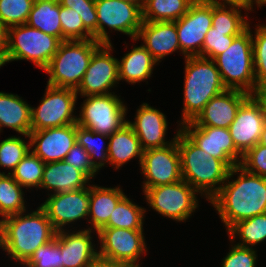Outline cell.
<instances>
[{
    "label": "cell",
    "mask_w": 266,
    "mask_h": 267,
    "mask_svg": "<svg viewBox=\"0 0 266 267\" xmlns=\"http://www.w3.org/2000/svg\"><path fill=\"white\" fill-rule=\"evenodd\" d=\"M238 173L237 179L230 182ZM225 182L209 202L218 211L226 231L242 220L266 213V177L250 173L238 164L230 169Z\"/></svg>",
    "instance_id": "1"
},
{
    "label": "cell",
    "mask_w": 266,
    "mask_h": 267,
    "mask_svg": "<svg viewBox=\"0 0 266 267\" xmlns=\"http://www.w3.org/2000/svg\"><path fill=\"white\" fill-rule=\"evenodd\" d=\"M10 215L0 220V248L23 265L41 246L52 241L56 230L45 210Z\"/></svg>",
    "instance_id": "2"
},
{
    "label": "cell",
    "mask_w": 266,
    "mask_h": 267,
    "mask_svg": "<svg viewBox=\"0 0 266 267\" xmlns=\"http://www.w3.org/2000/svg\"><path fill=\"white\" fill-rule=\"evenodd\" d=\"M182 179L210 201L221 189L233 160H219L200 149L182 130H177Z\"/></svg>",
    "instance_id": "3"
},
{
    "label": "cell",
    "mask_w": 266,
    "mask_h": 267,
    "mask_svg": "<svg viewBox=\"0 0 266 267\" xmlns=\"http://www.w3.org/2000/svg\"><path fill=\"white\" fill-rule=\"evenodd\" d=\"M184 67V106L180 126L194 121L210 99L227 90L214 60L187 56Z\"/></svg>",
    "instance_id": "4"
},
{
    "label": "cell",
    "mask_w": 266,
    "mask_h": 267,
    "mask_svg": "<svg viewBox=\"0 0 266 267\" xmlns=\"http://www.w3.org/2000/svg\"><path fill=\"white\" fill-rule=\"evenodd\" d=\"M214 61L227 89L243 91L249 95L257 93L259 86L255 81L250 24Z\"/></svg>",
    "instance_id": "5"
},
{
    "label": "cell",
    "mask_w": 266,
    "mask_h": 267,
    "mask_svg": "<svg viewBox=\"0 0 266 267\" xmlns=\"http://www.w3.org/2000/svg\"><path fill=\"white\" fill-rule=\"evenodd\" d=\"M101 45L94 39L62 41L58 51L44 70L49 75L47 84L76 90L88 68L93 53Z\"/></svg>",
    "instance_id": "6"
},
{
    "label": "cell",
    "mask_w": 266,
    "mask_h": 267,
    "mask_svg": "<svg viewBox=\"0 0 266 267\" xmlns=\"http://www.w3.org/2000/svg\"><path fill=\"white\" fill-rule=\"evenodd\" d=\"M62 41L27 24L12 26L7 29V62L27 60L45 70L52 57L58 51Z\"/></svg>",
    "instance_id": "7"
},
{
    "label": "cell",
    "mask_w": 266,
    "mask_h": 267,
    "mask_svg": "<svg viewBox=\"0 0 266 267\" xmlns=\"http://www.w3.org/2000/svg\"><path fill=\"white\" fill-rule=\"evenodd\" d=\"M117 94L86 96L76 124L95 133L111 135L127 123V106Z\"/></svg>",
    "instance_id": "8"
},
{
    "label": "cell",
    "mask_w": 266,
    "mask_h": 267,
    "mask_svg": "<svg viewBox=\"0 0 266 267\" xmlns=\"http://www.w3.org/2000/svg\"><path fill=\"white\" fill-rule=\"evenodd\" d=\"M45 90L39 106L31 107L32 131L76 124L77 116L73 114L78 97L76 91L48 84Z\"/></svg>",
    "instance_id": "9"
},
{
    "label": "cell",
    "mask_w": 266,
    "mask_h": 267,
    "mask_svg": "<svg viewBox=\"0 0 266 267\" xmlns=\"http://www.w3.org/2000/svg\"><path fill=\"white\" fill-rule=\"evenodd\" d=\"M97 235L101 243L98 251L99 261L141 266L137 261L147 252L143 230L101 228Z\"/></svg>",
    "instance_id": "10"
},
{
    "label": "cell",
    "mask_w": 266,
    "mask_h": 267,
    "mask_svg": "<svg viewBox=\"0 0 266 267\" xmlns=\"http://www.w3.org/2000/svg\"><path fill=\"white\" fill-rule=\"evenodd\" d=\"M143 192L152 209L174 221L186 222L198 208V192L183 179L173 184L148 188Z\"/></svg>",
    "instance_id": "11"
},
{
    "label": "cell",
    "mask_w": 266,
    "mask_h": 267,
    "mask_svg": "<svg viewBox=\"0 0 266 267\" xmlns=\"http://www.w3.org/2000/svg\"><path fill=\"white\" fill-rule=\"evenodd\" d=\"M97 12V41L110 44L111 40L106 31H119L136 40L142 26V9L133 3L120 0H95Z\"/></svg>",
    "instance_id": "12"
},
{
    "label": "cell",
    "mask_w": 266,
    "mask_h": 267,
    "mask_svg": "<svg viewBox=\"0 0 266 267\" xmlns=\"http://www.w3.org/2000/svg\"><path fill=\"white\" fill-rule=\"evenodd\" d=\"M140 169L145 177L143 191L182 180L177 135L174 142L166 147L143 151Z\"/></svg>",
    "instance_id": "13"
},
{
    "label": "cell",
    "mask_w": 266,
    "mask_h": 267,
    "mask_svg": "<svg viewBox=\"0 0 266 267\" xmlns=\"http://www.w3.org/2000/svg\"><path fill=\"white\" fill-rule=\"evenodd\" d=\"M180 52L185 56H198L203 47L205 35L212 27V2L195 0L188 12L176 20Z\"/></svg>",
    "instance_id": "14"
},
{
    "label": "cell",
    "mask_w": 266,
    "mask_h": 267,
    "mask_svg": "<svg viewBox=\"0 0 266 267\" xmlns=\"http://www.w3.org/2000/svg\"><path fill=\"white\" fill-rule=\"evenodd\" d=\"M112 43L102 44L92 55L77 94L83 97L111 94L110 89L119 83L118 59L111 55Z\"/></svg>",
    "instance_id": "15"
},
{
    "label": "cell",
    "mask_w": 266,
    "mask_h": 267,
    "mask_svg": "<svg viewBox=\"0 0 266 267\" xmlns=\"http://www.w3.org/2000/svg\"><path fill=\"white\" fill-rule=\"evenodd\" d=\"M265 120L263 103L256 95H250L240 105L228 128L235 147L242 155L259 143Z\"/></svg>",
    "instance_id": "16"
},
{
    "label": "cell",
    "mask_w": 266,
    "mask_h": 267,
    "mask_svg": "<svg viewBox=\"0 0 266 267\" xmlns=\"http://www.w3.org/2000/svg\"><path fill=\"white\" fill-rule=\"evenodd\" d=\"M90 204V184L75 191L49 194L40 206L45 210L48 219L56 231L63 230L65 225L80 219L88 220Z\"/></svg>",
    "instance_id": "17"
},
{
    "label": "cell",
    "mask_w": 266,
    "mask_h": 267,
    "mask_svg": "<svg viewBox=\"0 0 266 267\" xmlns=\"http://www.w3.org/2000/svg\"><path fill=\"white\" fill-rule=\"evenodd\" d=\"M181 130L203 151L219 160H233L237 165L242 154L237 150L228 128L196 126L188 122Z\"/></svg>",
    "instance_id": "18"
},
{
    "label": "cell",
    "mask_w": 266,
    "mask_h": 267,
    "mask_svg": "<svg viewBox=\"0 0 266 267\" xmlns=\"http://www.w3.org/2000/svg\"><path fill=\"white\" fill-rule=\"evenodd\" d=\"M77 124L31 131L28 139L32 152L44 163L63 161L77 143Z\"/></svg>",
    "instance_id": "19"
},
{
    "label": "cell",
    "mask_w": 266,
    "mask_h": 267,
    "mask_svg": "<svg viewBox=\"0 0 266 267\" xmlns=\"http://www.w3.org/2000/svg\"><path fill=\"white\" fill-rule=\"evenodd\" d=\"M134 120L133 122L127 120V123L133 128L143 151L166 147L176 139L177 133L171 141L165 140L168 129L166 116L148 103L140 105Z\"/></svg>",
    "instance_id": "20"
},
{
    "label": "cell",
    "mask_w": 266,
    "mask_h": 267,
    "mask_svg": "<svg viewBox=\"0 0 266 267\" xmlns=\"http://www.w3.org/2000/svg\"><path fill=\"white\" fill-rule=\"evenodd\" d=\"M66 229L56 232L60 241L63 267H96L99 263L98 251L92 243V230L82 229L67 232Z\"/></svg>",
    "instance_id": "21"
},
{
    "label": "cell",
    "mask_w": 266,
    "mask_h": 267,
    "mask_svg": "<svg viewBox=\"0 0 266 267\" xmlns=\"http://www.w3.org/2000/svg\"><path fill=\"white\" fill-rule=\"evenodd\" d=\"M250 95L239 90H229L213 97L203 111L192 121L196 126L229 128L240 105Z\"/></svg>",
    "instance_id": "22"
},
{
    "label": "cell",
    "mask_w": 266,
    "mask_h": 267,
    "mask_svg": "<svg viewBox=\"0 0 266 267\" xmlns=\"http://www.w3.org/2000/svg\"><path fill=\"white\" fill-rule=\"evenodd\" d=\"M140 39L144 41L142 45L157 62H161V59L177 50L180 51L175 21H143L134 41Z\"/></svg>",
    "instance_id": "23"
},
{
    "label": "cell",
    "mask_w": 266,
    "mask_h": 267,
    "mask_svg": "<svg viewBox=\"0 0 266 267\" xmlns=\"http://www.w3.org/2000/svg\"><path fill=\"white\" fill-rule=\"evenodd\" d=\"M89 181L90 179L82 171L64 160L49 162L45 163L40 189L54 191L52 194L69 192L88 187Z\"/></svg>",
    "instance_id": "24"
},
{
    "label": "cell",
    "mask_w": 266,
    "mask_h": 267,
    "mask_svg": "<svg viewBox=\"0 0 266 267\" xmlns=\"http://www.w3.org/2000/svg\"><path fill=\"white\" fill-rule=\"evenodd\" d=\"M31 107L17 94L0 92V132L8 127L28 138L32 131Z\"/></svg>",
    "instance_id": "25"
},
{
    "label": "cell",
    "mask_w": 266,
    "mask_h": 267,
    "mask_svg": "<svg viewBox=\"0 0 266 267\" xmlns=\"http://www.w3.org/2000/svg\"><path fill=\"white\" fill-rule=\"evenodd\" d=\"M108 161L117 170L126 162L138 157L141 165L143 150L133 128L124 124L119 130L109 135Z\"/></svg>",
    "instance_id": "26"
},
{
    "label": "cell",
    "mask_w": 266,
    "mask_h": 267,
    "mask_svg": "<svg viewBox=\"0 0 266 267\" xmlns=\"http://www.w3.org/2000/svg\"><path fill=\"white\" fill-rule=\"evenodd\" d=\"M125 196L120 187H102L90 185V204L88 222L92 227L88 228L97 232L108 222L118 202Z\"/></svg>",
    "instance_id": "27"
},
{
    "label": "cell",
    "mask_w": 266,
    "mask_h": 267,
    "mask_svg": "<svg viewBox=\"0 0 266 267\" xmlns=\"http://www.w3.org/2000/svg\"><path fill=\"white\" fill-rule=\"evenodd\" d=\"M157 63L143 45L135 46L121 60L118 59L119 81L136 84L147 80L152 77L154 65Z\"/></svg>",
    "instance_id": "28"
},
{
    "label": "cell",
    "mask_w": 266,
    "mask_h": 267,
    "mask_svg": "<svg viewBox=\"0 0 266 267\" xmlns=\"http://www.w3.org/2000/svg\"><path fill=\"white\" fill-rule=\"evenodd\" d=\"M26 24L62 41L58 0H34Z\"/></svg>",
    "instance_id": "29"
},
{
    "label": "cell",
    "mask_w": 266,
    "mask_h": 267,
    "mask_svg": "<svg viewBox=\"0 0 266 267\" xmlns=\"http://www.w3.org/2000/svg\"><path fill=\"white\" fill-rule=\"evenodd\" d=\"M195 0H145L142 18L146 22L176 21L184 16Z\"/></svg>",
    "instance_id": "30"
},
{
    "label": "cell",
    "mask_w": 266,
    "mask_h": 267,
    "mask_svg": "<svg viewBox=\"0 0 266 267\" xmlns=\"http://www.w3.org/2000/svg\"><path fill=\"white\" fill-rule=\"evenodd\" d=\"M146 209L135 204L126 195L118 202L108 222L102 228L143 230Z\"/></svg>",
    "instance_id": "31"
},
{
    "label": "cell",
    "mask_w": 266,
    "mask_h": 267,
    "mask_svg": "<svg viewBox=\"0 0 266 267\" xmlns=\"http://www.w3.org/2000/svg\"><path fill=\"white\" fill-rule=\"evenodd\" d=\"M227 232L232 242L235 237L239 236L241 242L236 245L249 248L258 245L266 240V213L242 220L234 224Z\"/></svg>",
    "instance_id": "32"
},
{
    "label": "cell",
    "mask_w": 266,
    "mask_h": 267,
    "mask_svg": "<svg viewBox=\"0 0 266 267\" xmlns=\"http://www.w3.org/2000/svg\"><path fill=\"white\" fill-rule=\"evenodd\" d=\"M10 174L0 176V215L2 218L26 211L24 191Z\"/></svg>",
    "instance_id": "33"
},
{
    "label": "cell",
    "mask_w": 266,
    "mask_h": 267,
    "mask_svg": "<svg viewBox=\"0 0 266 267\" xmlns=\"http://www.w3.org/2000/svg\"><path fill=\"white\" fill-rule=\"evenodd\" d=\"M45 163L31 150L10 174L23 188H40Z\"/></svg>",
    "instance_id": "34"
},
{
    "label": "cell",
    "mask_w": 266,
    "mask_h": 267,
    "mask_svg": "<svg viewBox=\"0 0 266 267\" xmlns=\"http://www.w3.org/2000/svg\"><path fill=\"white\" fill-rule=\"evenodd\" d=\"M103 141V139H109L108 135L95 133L92 130H88L84 127L77 125L76 140L79 145H81L84 150L89 154L91 164L93 167L99 171L100 168L104 167L109 163L108 161V145L99 146L98 140ZM98 142V143H97ZM104 147V148H103ZM95 159V160H94ZM97 159L99 160L97 162Z\"/></svg>",
    "instance_id": "35"
},
{
    "label": "cell",
    "mask_w": 266,
    "mask_h": 267,
    "mask_svg": "<svg viewBox=\"0 0 266 267\" xmlns=\"http://www.w3.org/2000/svg\"><path fill=\"white\" fill-rule=\"evenodd\" d=\"M241 9L244 8L212 2V27L220 31H245L249 22L242 15Z\"/></svg>",
    "instance_id": "36"
},
{
    "label": "cell",
    "mask_w": 266,
    "mask_h": 267,
    "mask_svg": "<svg viewBox=\"0 0 266 267\" xmlns=\"http://www.w3.org/2000/svg\"><path fill=\"white\" fill-rule=\"evenodd\" d=\"M21 137L11 136L0 142V166L12 172L21 160L30 152V140L27 144Z\"/></svg>",
    "instance_id": "37"
},
{
    "label": "cell",
    "mask_w": 266,
    "mask_h": 267,
    "mask_svg": "<svg viewBox=\"0 0 266 267\" xmlns=\"http://www.w3.org/2000/svg\"><path fill=\"white\" fill-rule=\"evenodd\" d=\"M242 32L244 31H220L211 27L205 35L202 51L198 56L214 60L227 50L234 38Z\"/></svg>",
    "instance_id": "38"
},
{
    "label": "cell",
    "mask_w": 266,
    "mask_h": 267,
    "mask_svg": "<svg viewBox=\"0 0 266 267\" xmlns=\"http://www.w3.org/2000/svg\"><path fill=\"white\" fill-rule=\"evenodd\" d=\"M34 0H0V21L8 29L26 24Z\"/></svg>",
    "instance_id": "39"
},
{
    "label": "cell",
    "mask_w": 266,
    "mask_h": 267,
    "mask_svg": "<svg viewBox=\"0 0 266 267\" xmlns=\"http://www.w3.org/2000/svg\"><path fill=\"white\" fill-rule=\"evenodd\" d=\"M59 18L62 28V41L94 39L85 29L84 23L77 11L59 4Z\"/></svg>",
    "instance_id": "40"
},
{
    "label": "cell",
    "mask_w": 266,
    "mask_h": 267,
    "mask_svg": "<svg viewBox=\"0 0 266 267\" xmlns=\"http://www.w3.org/2000/svg\"><path fill=\"white\" fill-rule=\"evenodd\" d=\"M252 34L254 74L256 84L260 87L266 83V25H257Z\"/></svg>",
    "instance_id": "41"
},
{
    "label": "cell",
    "mask_w": 266,
    "mask_h": 267,
    "mask_svg": "<svg viewBox=\"0 0 266 267\" xmlns=\"http://www.w3.org/2000/svg\"><path fill=\"white\" fill-rule=\"evenodd\" d=\"M23 267H63L60 241L56 238L37 249Z\"/></svg>",
    "instance_id": "42"
},
{
    "label": "cell",
    "mask_w": 266,
    "mask_h": 267,
    "mask_svg": "<svg viewBox=\"0 0 266 267\" xmlns=\"http://www.w3.org/2000/svg\"><path fill=\"white\" fill-rule=\"evenodd\" d=\"M63 7L77 11L80 15L85 29L97 41V12L95 0H58Z\"/></svg>",
    "instance_id": "43"
},
{
    "label": "cell",
    "mask_w": 266,
    "mask_h": 267,
    "mask_svg": "<svg viewBox=\"0 0 266 267\" xmlns=\"http://www.w3.org/2000/svg\"><path fill=\"white\" fill-rule=\"evenodd\" d=\"M256 250L234 244L222 260L221 267H256Z\"/></svg>",
    "instance_id": "44"
},
{
    "label": "cell",
    "mask_w": 266,
    "mask_h": 267,
    "mask_svg": "<svg viewBox=\"0 0 266 267\" xmlns=\"http://www.w3.org/2000/svg\"><path fill=\"white\" fill-rule=\"evenodd\" d=\"M239 165L250 173L266 177V147L257 143L242 156Z\"/></svg>",
    "instance_id": "45"
},
{
    "label": "cell",
    "mask_w": 266,
    "mask_h": 267,
    "mask_svg": "<svg viewBox=\"0 0 266 267\" xmlns=\"http://www.w3.org/2000/svg\"><path fill=\"white\" fill-rule=\"evenodd\" d=\"M64 161L82 171L90 180L98 174V171L91 164L89 154L78 143L70 149Z\"/></svg>",
    "instance_id": "46"
},
{
    "label": "cell",
    "mask_w": 266,
    "mask_h": 267,
    "mask_svg": "<svg viewBox=\"0 0 266 267\" xmlns=\"http://www.w3.org/2000/svg\"><path fill=\"white\" fill-rule=\"evenodd\" d=\"M214 2L219 5H230V6H238L244 8L246 11H252L253 4H255L252 0H208Z\"/></svg>",
    "instance_id": "47"
},
{
    "label": "cell",
    "mask_w": 266,
    "mask_h": 267,
    "mask_svg": "<svg viewBox=\"0 0 266 267\" xmlns=\"http://www.w3.org/2000/svg\"><path fill=\"white\" fill-rule=\"evenodd\" d=\"M7 50V28L0 21V57L5 61Z\"/></svg>",
    "instance_id": "48"
},
{
    "label": "cell",
    "mask_w": 266,
    "mask_h": 267,
    "mask_svg": "<svg viewBox=\"0 0 266 267\" xmlns=\"http://www.w3.org/2000/svg\"><path fill=\"white\" fill-rule=\"evenodd\" d=\"M255 95L263 103L266 114V83L258 88L257 93Z\"/></svg>",
    "instance_id": "49"
},
{
    "label": "cell",
    "mask_w": 266,
    "mask_h": 267,
    "mask_svg": "<svg viewBox=\"0 0 266 267\" xmlns=\"http://www.w3.org/2000/svg\"><path fill=\"white\" fill-rule=\"evenodd\" d=\"M259 144L266 147V120H265L263 127H262V132H261Z\"/></svg>",
    "instance_id": "50"
},
{
    "label": "cell",
    "mask_w": 266,
    "mask_h": 267,
    "mask_svg": "<svg viewBox=\"0 0 266 267\" xmlns=\"http://www.w3.org/2000/svg\"><path fill=\"white\" fill-rule=\"evenodd\" d=\"M96 267H135V266L120 265V264H108V263H104V262L99 261V263L97 264Z\"/></svg>",
    "instance_id": "51"
},
{
    "label": "cell",
    "mask_w": 266,
    "mask_h": 267,
    "mask_svg": "<svg viewBox=\"0 0 266 267\" xmlns=\"http://www.w3.org/2000/svg\"><path fill=\"white\" fill-rule=\"evenodd\" d=\"M120 1L128 2V3H133L136 6L140 7L141 9H143L144 4H145V0H120Z\"/></svg>",
    "instance_id": "52"
},
{
    "label": "cell",
    "mask_w": 266,
    "mask_h": 267,
    "mask_svg": "<svg viewBox=\"0 0 266 267\" xmlns=\"http://www.w3.org/2000/svg\"><path fill=\"white\" fill-rule=\"evenodd\" d=\"M258 7H262L266 4V0H252Z\"/></svg>",
    "instance_id": "53"
},
{
    "label": "cell",
    "mask_w": 266,
    "mask_h": 267,
    "mask_svg": "<svg viewBox=\"0 0 266 267\" xmlns=\"http://www.w3.org/2000/svg\"><path fill=\"white\" fill-rule=\"evenodd\" d=\"M5 65V61L0 57V67Z\"/></svg>",
    "instance_id": "54"
}]
</instances>
